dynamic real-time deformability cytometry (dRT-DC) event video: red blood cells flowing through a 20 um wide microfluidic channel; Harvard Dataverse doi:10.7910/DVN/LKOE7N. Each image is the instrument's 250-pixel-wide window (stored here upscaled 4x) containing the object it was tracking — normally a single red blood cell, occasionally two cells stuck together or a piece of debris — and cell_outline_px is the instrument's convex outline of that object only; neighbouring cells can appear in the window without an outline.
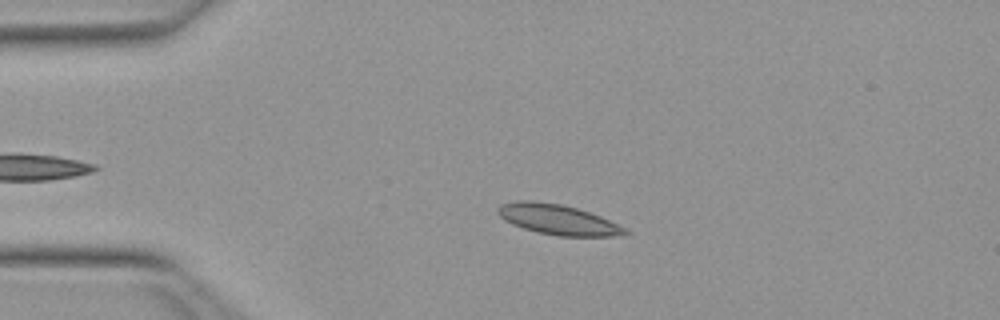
{"species": "Egyptian fruit bat (a non-hibernating species)", "species_latin": "Rousettus aegyptiacus", "temperature_condition": "warm", "stored_images_in_passage": 51, "camera_frame_rate_fps": 3000, "um_per_image_px": 0.085, "animal": {"sex": "female"}, "frame": {"image": 1, "passage_image": 11, "time_ms": 3.333, "image_size_px": [1000, 320], "cell_outline_px": [[628, 232], [612, 236], [556, 236], [536, 232], [512, 224], [504, 220], [496, 212], [496, 208], [500, 204], [516, 200], [532, 200], [564, 204], [600, 216], [624, 228]], "centroid_in_image_um": [47.31, 18.64], "position_along_channel_um": 37.7, "area_um2": 22.31}}
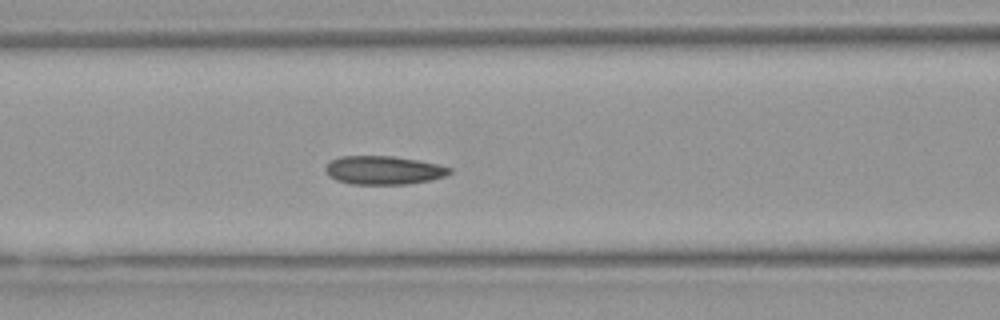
{"frame": {"image": 2, "passage_image": 21, "time_ms": 6.667, "image_size_px": [1000, 320], "cell_outline_px": [[452, 172], [444, 176], [432, 180], [408, 184], [352, 184], [336, 180], [328, 176], [324, 168], [332, 160], [340, 156], [392, 156], [416, 160], [436, 164], [452, 168]], "centroid_in_image_um": [32.59, 14.47], "position_along_channel_um": 134.0, "area_um2": 20.58}}
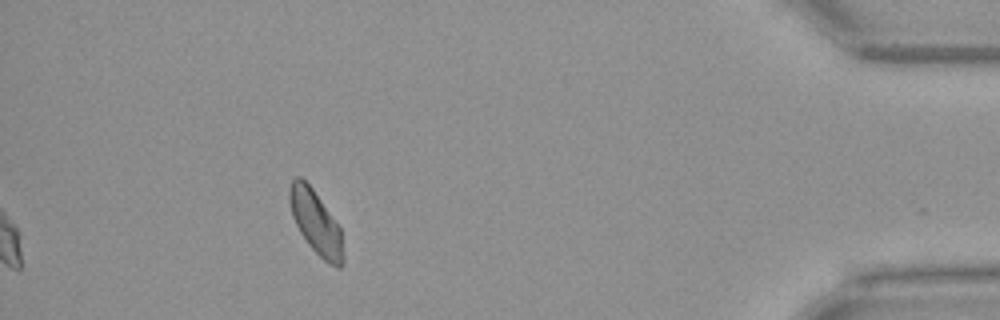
{"frame": {"image": 3, "passage_image": 46, "time_ms": 15.0, "image_size_px": [1000, 320], "cell_outline_px": [[344, 264], [340, 268], [336, 268], [328, 264], [308, 244], [300, 232], [292, 216], [288, 200], [288, 188], [292, 180], [296, 176], [300, 176], [312, 188], [340, 228], [344, 256]], "centroid_in_image_um": [26.83, 18.93], "position_along_channel_um": 408.4, "area_um2": 19.83}, "authors_computed_cell_mechanics": {"area_um2": 20.5768, "velocity_mm_per_s": 3.9606, "shape_relaxation_time_tau1_ms": 3.494, "shape_relaxation_time_tau2_ms": 2.9991, "deformation_change_tau1": 0.0799, "deformation_change_tau2": 0.0587}}